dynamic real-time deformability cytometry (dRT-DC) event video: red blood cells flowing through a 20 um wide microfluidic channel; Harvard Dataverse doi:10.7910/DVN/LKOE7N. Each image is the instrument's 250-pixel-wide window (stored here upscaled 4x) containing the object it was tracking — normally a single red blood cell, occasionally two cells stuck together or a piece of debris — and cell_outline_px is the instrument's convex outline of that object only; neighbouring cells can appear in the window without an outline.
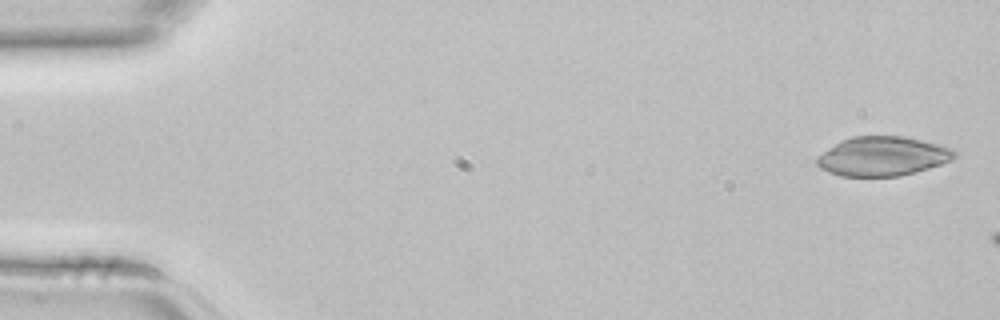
{"species": "common noctule bat (a hibernating species)", "species_latin": "Nyctalus noctula", "temperature_condition": "room temperature", "stored_images_in_passage": 3, "camera_frame_rate_fps": 3000, "um_per_image_px": 0.085, "animal": {"sex": "female", "body_mass_g": 22.7, "forearm_length_mm": 54.2}, "frame": {"image": 1, "passage_image": 1, "time_ms": 0.0, "image_size_px": [1000, 320], "cell_outline_px": [[956, 156], [952, 160], [916, 172], [900, 176], [840, 176], [828, 172], [820, 168], [816, 164], [816, 156], [840, 140], [852, 136], [904, 136], [940, 144], [952, 148], [956, 152]], "centroid_in_image_um": [75.0, 13.28], "position_along_channel_um": 10.0, "area_um2": 31.73}}